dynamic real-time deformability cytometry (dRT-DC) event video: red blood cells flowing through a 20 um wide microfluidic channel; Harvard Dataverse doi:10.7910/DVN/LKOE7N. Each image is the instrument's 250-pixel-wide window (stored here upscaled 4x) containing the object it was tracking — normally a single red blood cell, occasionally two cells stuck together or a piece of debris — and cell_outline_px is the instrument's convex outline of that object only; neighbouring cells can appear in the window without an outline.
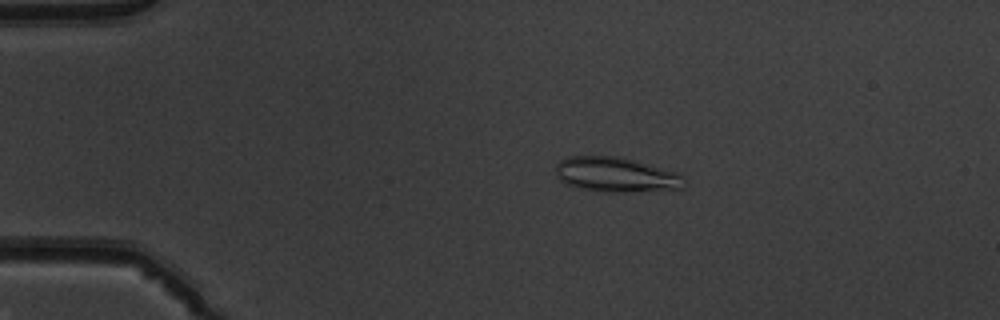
{"species": "common noctule bat (a hibernating species)", "species_latin": "Nyctalus noctula", "temperature_condition": "warm", "stored_images_in_passage": 51, "camera_frame_rate_fps": 3000, "um_per_image_px": 0.085, "animal": {"sex": "male", "body_mass_g": 19.5, "forearm_length_mm": 54.6}, "frame": {"image": 1, "passage_image": 11, "time_ms": 3.333, "image_size_px": [1000, 320], "cell_outline_px": [[688, 184], [684, 188], [624, 192], [604, 192], [580, 188], [564, 184], [556, 176], [556, 164], [560, 160], [568, 156], [620, 156], [680, 172], [684, 176]], "centroid_in_image_um": [52.4, 14.84], "position_along_channel_um": 32.6, "area_um2": 26.59}}
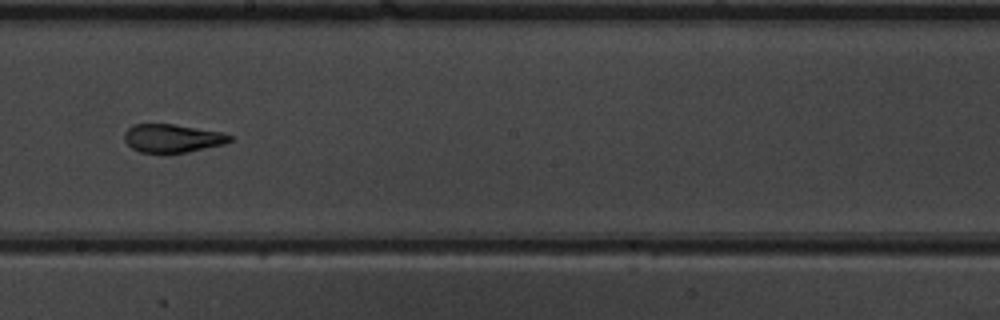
{"frame": {"image": 2, "passage_image": 30, "time_ms": 9.667, "image_size_px": [1000, 320], "cell_outline_px": [[232, 140], [224, 144], [188, 152], [140, 152], [132, 148], [124, 140], [124, 132], [132, 124], [172, 124], [224, 132], [232, 136]], "centroid_in_image_um": [14.66, 11.74], "position_along_channel_um": 233.5, "area_um2": 17.34}}
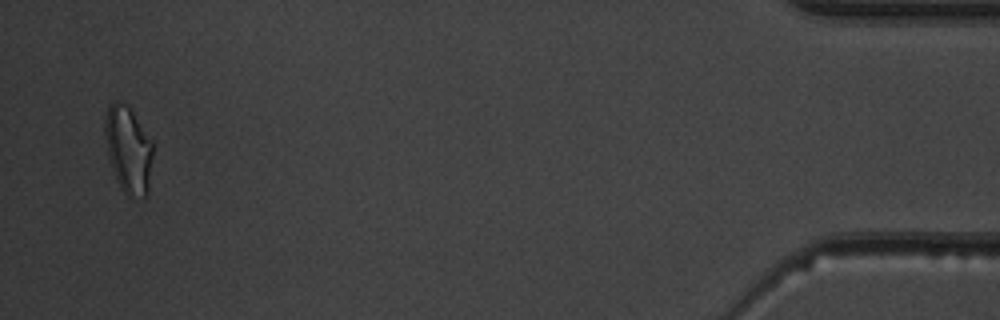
{"frame": {"image": 3, "passage_image": 50, "time_ms": 16.333, "image_size_px": [1000, 320], "cell_outline_px": [[152, 156], [148, 192], [144, 196], [128, 196], [120, 188], [116, 180], [108, 152], [104, 136], [104, 120], [108, 108], [116, 100], [128, 104], [152, 140]], "centroid_in_image_um": [10.9, 12.68], "position_along_channel_um": 424.3, "area_um2": 24.16}, "authors_computed_cell_mechanics": {"area_um2": 19.7098, "velocity_mm_per_s": 4.0346, "shape_relaxation_time_tau1_ms": 5.7886, "shape_relaxation_time_tau2_ms": 1.5242, "deformation_change_tau1": 0.189, "deformation_change_tau2": 0.0869}}